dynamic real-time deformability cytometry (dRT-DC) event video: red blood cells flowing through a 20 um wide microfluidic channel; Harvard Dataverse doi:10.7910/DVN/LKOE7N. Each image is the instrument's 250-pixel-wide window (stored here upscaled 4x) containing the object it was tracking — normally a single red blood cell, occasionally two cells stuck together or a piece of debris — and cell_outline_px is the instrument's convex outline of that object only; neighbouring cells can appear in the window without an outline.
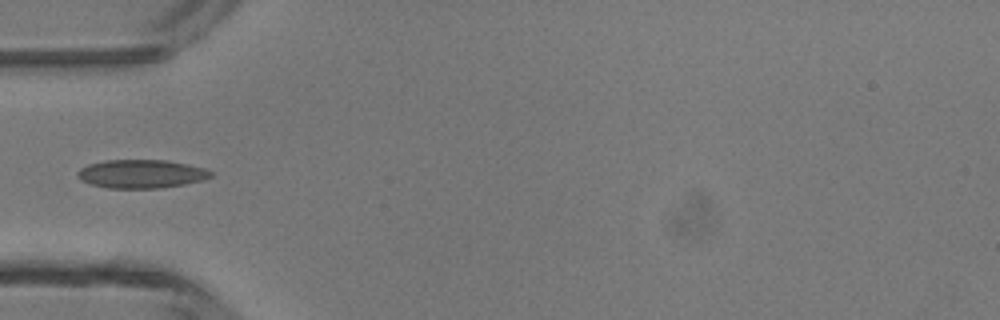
{"species": "common noctule bat (a hibernating species)", "species_latin": "Nyctalus noctula", "temperature_condition": "room temperature", "stored_images_in_passage": 26, "camera_frame_rate_fps": 3000, "um_per_image_px": 0.085, "animal": {"sex": "male", "body_mass_g": 13.3}, "frame": {"image": 1, "passage_image": 1, "time_ms": 0.0, "image_size_px": [1000, 320], "cell_outline_px": [[212, 176], [204, 180], [184, 184], [160, 188], [108, 188], [92, 184], [80, 180], [76, 176], [76, 172], [80, 168], [88, 164], [104, 160], [168, 160], [204, 168], [212, 172]], "centroid_in_image_um": [11.98, 14.77], "position_along_channel_um": 73.0, "area_um2": 22.2}}
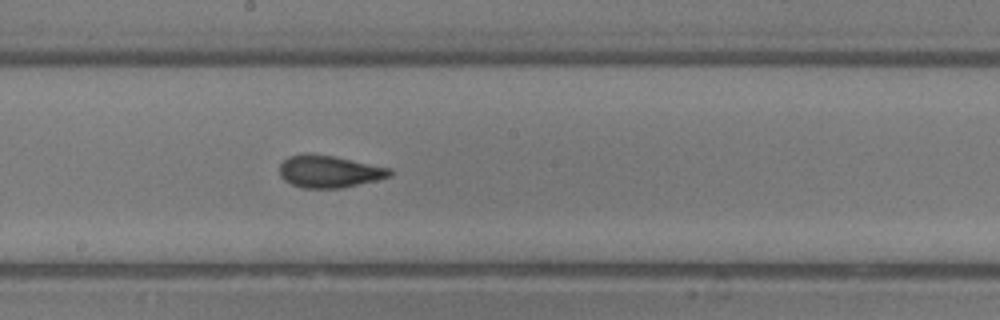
{"frame": {"image": 2, "passage_image": 11, "time_ms": 3.333, "image_size_px": [1000, 320], "cell_outline_px": [[392, 176], [376, 180], [340, 188], [304, 188], [292, 184], [284, 180], [280, 176], [280, 164], [288, 156], [304, 152], [308, 152], [332, 156], [392, 168]], "centroid_in_image_um": [27.96, 14.56], "position_along_channel_um": 220.2, "area_um2": 20.75}}
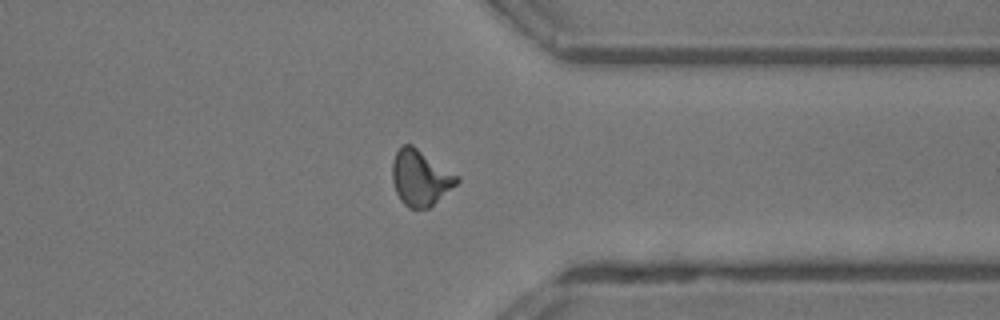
{"frame": {"image": 3, "passage_image": 22, "time_ms": 7.0, "image_size_px": [1000, 320], "cell_outline_px": [[460, 180], [456, 184], [428, 208], [408, 208], [400, 200], [396, 192], [392, 180], [392, 160], [400, 144], [412, 144], [460, 176]], "centroid_in_image_um": [35.71, 15.08], "position_along_channel_um": 375.7, "area_um2": 21.04}}